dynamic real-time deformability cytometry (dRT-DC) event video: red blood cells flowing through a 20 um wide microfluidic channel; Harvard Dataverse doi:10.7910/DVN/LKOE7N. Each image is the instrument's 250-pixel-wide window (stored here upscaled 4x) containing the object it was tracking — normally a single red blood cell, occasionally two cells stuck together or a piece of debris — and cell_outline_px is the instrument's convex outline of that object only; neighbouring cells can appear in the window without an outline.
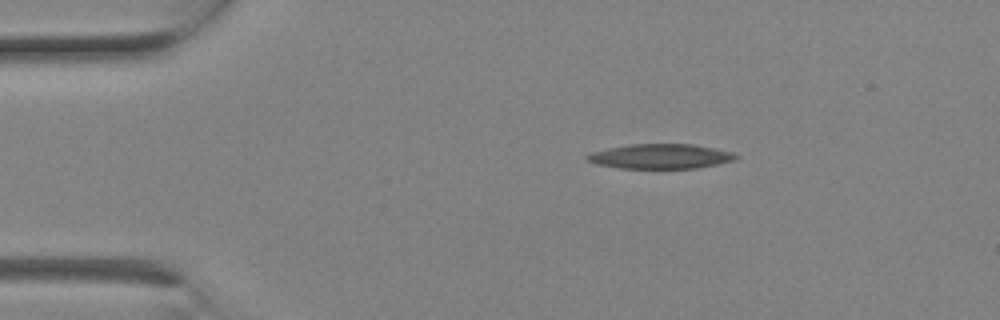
{"species": "Egyptian fruit bat (a non-hibernating species)", "species_latin": "Rousettus aegyptiacus", "temperature_condition": "room temperature", "stored_images_in_passage": 2, "camera_frame_rate_fps": 3000, "um_per_image_px": 0.085, "animal": {"sex": "female"}, "frame": {"image": 1, "passage_image": 2, "time_ms": 0.333, "image_size_px": [1000, 320], "cell_outline_px": [[740, 156], [736, 160], [696, 168], [620, 168], [596, 164], [588, 160], [584, 156], [592, 152], [608, 148], [628, 144], [692, 144], [732, 152]], "centroid_in_image_um": [56.14, 13.29], "position_along_channel_um": 28.9, "area_um2": 21.33}}